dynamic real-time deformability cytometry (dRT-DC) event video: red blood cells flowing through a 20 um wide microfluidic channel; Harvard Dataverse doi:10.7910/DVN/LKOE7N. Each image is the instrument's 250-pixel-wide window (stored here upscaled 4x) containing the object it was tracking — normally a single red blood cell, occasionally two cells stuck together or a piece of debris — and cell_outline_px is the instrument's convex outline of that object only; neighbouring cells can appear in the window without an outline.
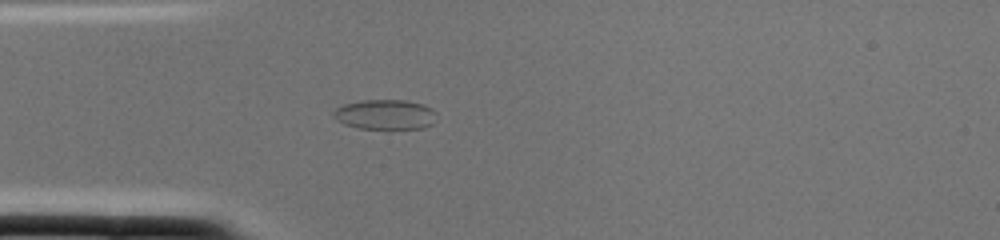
{"species": "common noctule bat (a hibernating species)", "species_latin": "Nyctalus noctula", "temperature_condition": "cold", "stored_images_in_passage": 1, "camera_frame_rate_fps": 3000, "um_per_image_px": 0.085, "animal": {"sex": "female", "body_mass_g": 22.0, "forearm_length_mm": 56.7}, "frame": {"image": 1, "passage_image": 1, "time_ms": 0.0, "image_size_px": [1000, 240], "cell_outline_px": [[436, 112], [432, 124], [424, 128], [356, 128], [344, 124], [336, 120], [332, 116], [332, 112], [336, 108], [344, 104], [364, 100], [408, 100], [424, 104], [432, 108]], "centroid_in_image_um": [32.72, 9.72], "position_along_channel_um": 52.3, "area_um2": 18.03}}